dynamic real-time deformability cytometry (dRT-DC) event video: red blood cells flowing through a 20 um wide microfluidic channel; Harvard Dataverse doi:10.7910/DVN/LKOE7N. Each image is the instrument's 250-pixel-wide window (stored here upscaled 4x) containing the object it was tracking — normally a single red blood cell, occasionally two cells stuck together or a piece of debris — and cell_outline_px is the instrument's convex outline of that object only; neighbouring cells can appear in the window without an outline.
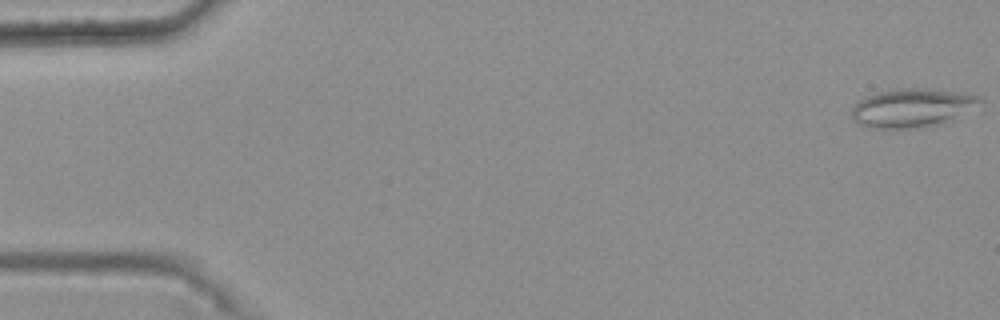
{"species": "common noctule bat (a hibernating species)", "species_latin": "Nyctalus noctula", "temperature_condition": "warm", "stored_images_in_passage": 48, "camera_frame_rate_fps": 3000, "um_per_image_px": 0.085, "animal": {"sex": "female", "body_mass_g": 25.1}, "frame": {"image": 1, "passage_image": 1, "time_ms": 0.0, "image_size_px": [1000, 320], "cell_outline_px": [[984, 100], [944, 124], [912, 128], [868, 128], [860, 124], [852, 116], [852, 108], [860, 100], [876, 92], [900, 88], [924, 88], [968, 92], [980, 96]], "centroid_in_image_um": [77.56, 9.15], "position_along_channel_um": 7.4, "area_um2": 28.84}}
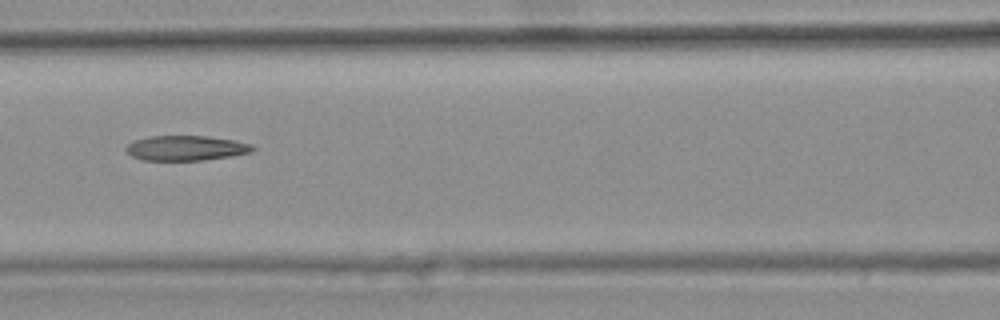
{"frame": {"image": 2, "passage_image": 24, "time_ms": 7.667, "image_size_px": [1000, 320], "cell_outline_px": [[256, 148], [252, 152], [232, 156], [200, 160], [144, 160], [132, 156], [124, 148], [128, 144], [136, 140], [148, 136], [204, 136], [236, 140], [248, 144]], "centroid_in_image_um": [15.81, 12.58], "position_along_channel_um": 150.8, "area_um2": 18.26}}
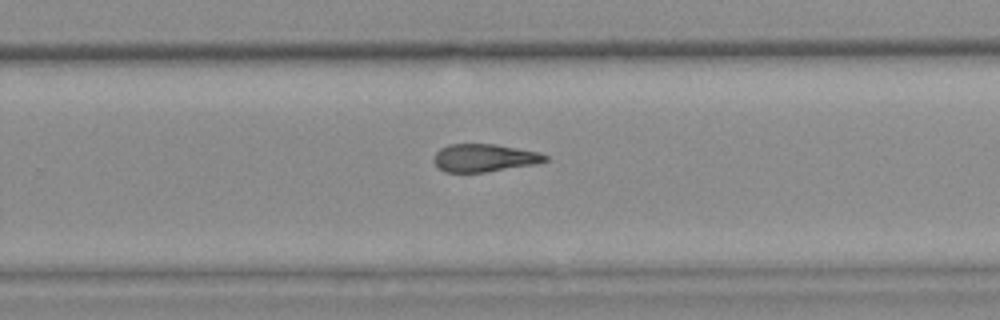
{"frame": {"image": 3, "passage_image": 35, "time_ms": 11.333, "image_size_px": [1000, 320], "cell_outline_px": [[548, 160], [536, 164], [484, 172], [444, 172], [432, 160], [436, 152], [440, 148], [448, 144], [496, 144], [540, 152], [548, 156]], "centroid_in_image_um": [41.17, 13.41], "position_along_channel_um": 288.6, "area_um2": 18.09}, "authors_computed_cell_mechanics": {"area_um2": 19.3341, "velocity_mm_per_s": 3.7706, "shape_relaxation_time_tau1_ms": null, "shape_relaxation_time_tau2_ms": 9.6077, "deformation_change_tau1": null, "deformation_change_tau2": 0.2481}}